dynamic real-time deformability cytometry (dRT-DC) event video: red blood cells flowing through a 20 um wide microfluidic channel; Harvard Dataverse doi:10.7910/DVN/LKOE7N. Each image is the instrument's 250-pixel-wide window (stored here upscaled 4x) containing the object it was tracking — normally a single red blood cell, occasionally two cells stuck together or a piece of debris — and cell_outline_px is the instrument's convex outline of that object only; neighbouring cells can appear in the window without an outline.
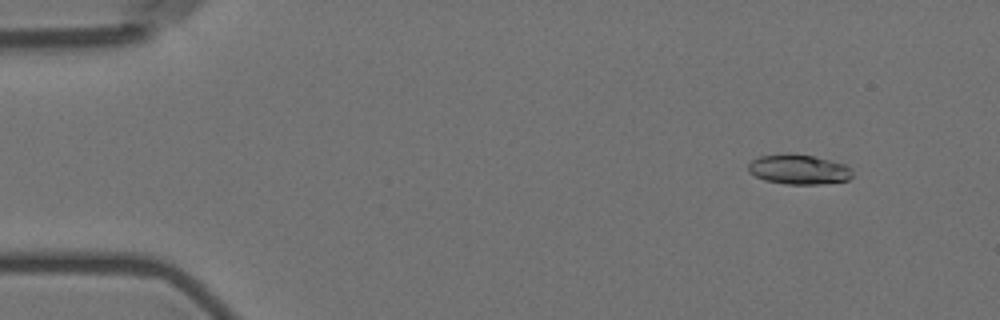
{"species": "Egyptian fruit bat (a non-hibernating species)", "species_latin": "Rousettus aegyptiacus", "temperature_condition": "room temperature", "stored_images_in_passage": 6, "camera_frame_rate_fps": 3000, "um_per_image_px": 0.085, "animal": {"sex": "female"}, "frame": {"image": 1, "passage_image": 2, "time_ms": 1.333, "image_size_px": [1000, 320], "cell_outline_px": [[852, 176], [848, 180], [820, 184], [788, 184], [764, 180], [748, 172], [748, 164], [752, 160], [760, 156], [788, 152], [812, 156], [844, 164], [852, 168]], "centroid_in_image_um": [67.87, 14.39], "position_along_channel_um": 17.1, "area_um2": 18.15}}